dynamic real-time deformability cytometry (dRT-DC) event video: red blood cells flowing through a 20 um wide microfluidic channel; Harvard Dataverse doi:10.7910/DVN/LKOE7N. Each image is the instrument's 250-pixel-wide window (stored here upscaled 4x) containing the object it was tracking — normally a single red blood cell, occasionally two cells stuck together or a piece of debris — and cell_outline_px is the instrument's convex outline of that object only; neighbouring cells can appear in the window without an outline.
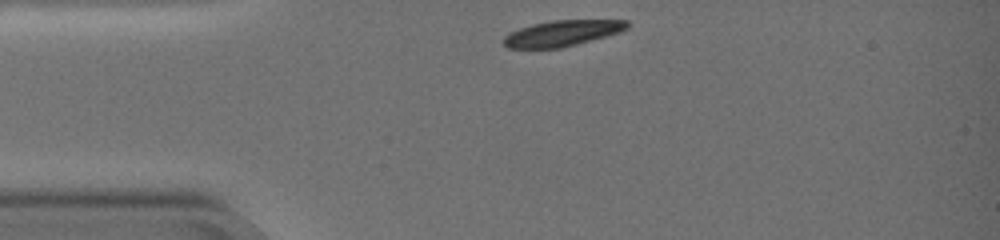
{"species": "common noctule bat (a hibernating species)", "species_latin": "Nyctalus noctula", "temperature_condition": "warm", "stored_images_in_passage": 40, "camera_frame_rate_fps": 3000, "um_per_image_px": 0.085, "animal": {"sex": "female", "body_mass_g": 19.0, "forearm_length_mm": 51.5}, "frame": {"image": 1, "passage_image": 1, "time_ms": 0.0, "image_size_px": [1000, 240], "cell_outline_px": [[628, 28], [604, 36], [576, 44], [560, 48], [508, 48], [504, 44], [504, 36], [520, 28], [532, 24], [552, 20], [628, 20]], "centroid_in_image_um": [47.75, 2.82], "position_along_channel_um": 37.2, "area_um2": 18.21}}
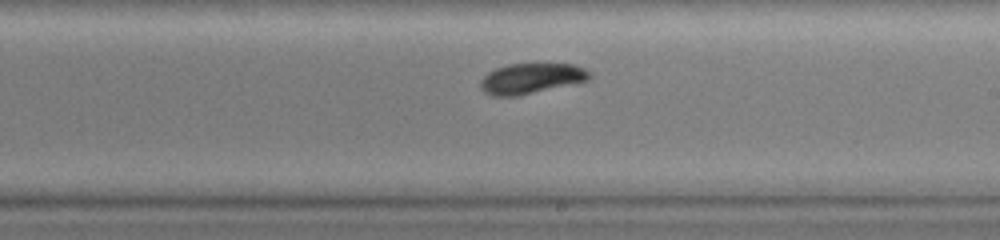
{"frame": {"image": 2, "passage_image": 23, "time_ms": 7.333, "image_size_px": [1000, 240], "cell_outline_px": [[592, 76], [588, 80], [516, 96], [492, 96], [484, 92], [480, 88], [480, 80], [488, 72], [496, 68], [508, 64], [572, 64], [584, 68], [592, 72]], "centroid_in_image_um": [45.13, 6.66], "position_along_channel_um": 243.9, "area_um2": 19.19}}
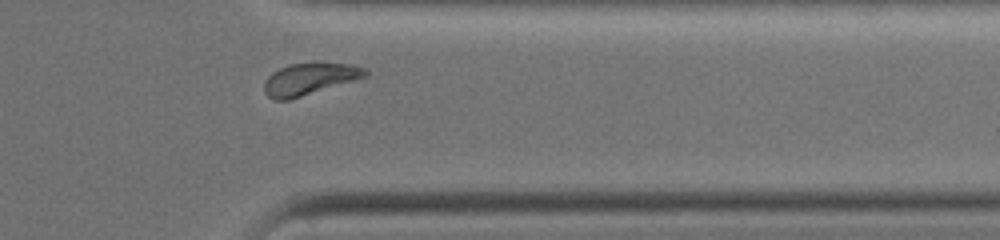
{"frame": {"image": 3, "passage_image": 36, "time_ms": 11.667, "image_size_px": [1000, 240], "cell_outline_px": [[368, 76], [288, 100], [272, 100], [264, 92], [264, 80], [272, 72], [288, 64], [316, 60], [320, 60], [352, 64], [368, 68]], "centroid_in_image_um": [26.33, 6.65], "position_along_channel_um": 385.1, "area_um2": 19.48}, "authors_computed_cell_mechanics": {"area_um2": 19.6809, "velocity_mm_per_s": 3.2349, "shape_relaxation_time_tau1_ms": 2.302, "shape_relaxation_time_tau2_ms": 6.6492, "deformation_change_tau1": 0.1255, "deformation_change_tau2": 0.0734}}